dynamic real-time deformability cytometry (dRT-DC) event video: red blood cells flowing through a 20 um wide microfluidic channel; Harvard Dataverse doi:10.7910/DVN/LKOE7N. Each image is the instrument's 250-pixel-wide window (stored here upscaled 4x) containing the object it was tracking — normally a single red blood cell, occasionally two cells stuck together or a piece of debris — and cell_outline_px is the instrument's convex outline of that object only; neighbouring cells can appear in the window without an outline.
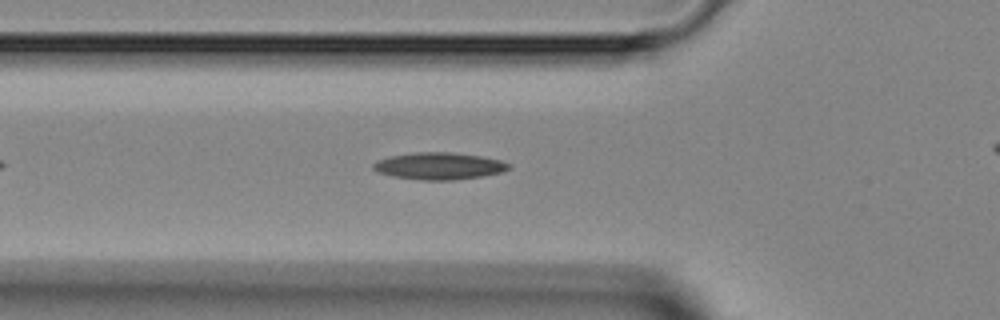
{"species": "Egyptian fruit bat (a non-hibernating species)", "species_latin": "Rousettus aegyptiacus", "temperature_condition": "room temperature", "stored_images_in_passage": 33, "camera_frame_rate_fps": 3000, "um_per_image_px": 0.085, "animal": {"sex": "female"}, "frame": {"image": 1, "passage_image": 8, "time_ms": 2.333, "image_size_px": [1000, 320], "cell_outline_px": [[512, 168], [500, 172], [480, 176], [452, 180], [424, 180], [392, 176], [380, 172], [372, 168], [372, 164], [376, 160], [388, 156], [416, 152], [452, 152], [480, 156], [500, 160], [512, 164]], "centroid_in_image_um": [37.31, 14.1], "position_along_channel_um": 88.5, "area_um2": 21.27}}
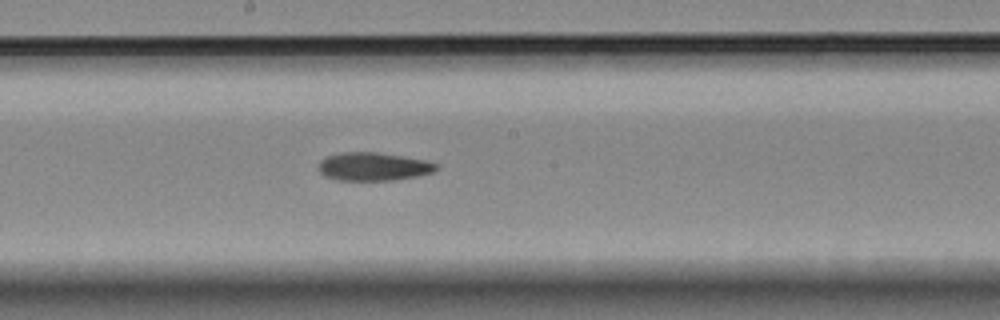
{"frame": {"image": 2, "passage_image": 17, "time_ms": 5.333, "image_size_px": [1000, 320], "cell_outline_px": [[440, 168], [432, 172], [416, 176], [392, 180], [340, 180], [324, 176], [320, 172], [320, 160], [324, 156], [340, 152], [380, 152], [428, 160], [440, 164]], "centroid_in_image_um": [31.77, 14.14], "position_along_channel_um": 216.4, "area_um2": 19.59}}
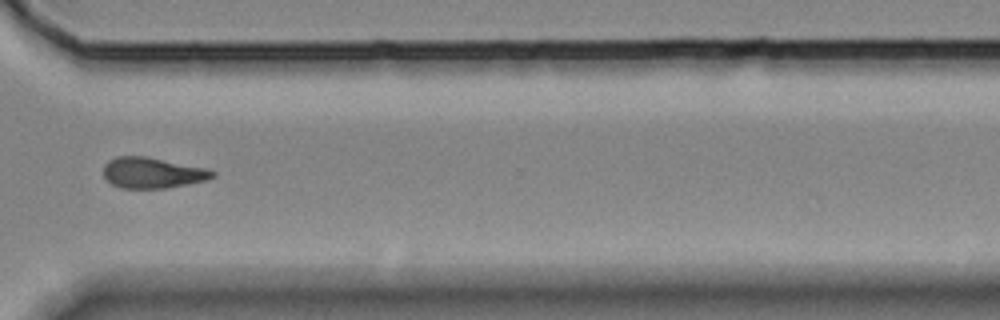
{"frame": {"image": 3, "passage_image": 27, "time_ms": 8.667, "image_size_px": [1000, 320], "cell_outline_px": [[216, 176], [208, 180], [168, 188], [120, 188], [112, 184], [104, 176], [104, 164], [108, 160], [116, 156], [148, 156], [208, 168], [216, 172]], "centroid_in_image_um": [13.0, 14.68], "position_along_channel_um": 357.6, "area_um2": 19.88}}